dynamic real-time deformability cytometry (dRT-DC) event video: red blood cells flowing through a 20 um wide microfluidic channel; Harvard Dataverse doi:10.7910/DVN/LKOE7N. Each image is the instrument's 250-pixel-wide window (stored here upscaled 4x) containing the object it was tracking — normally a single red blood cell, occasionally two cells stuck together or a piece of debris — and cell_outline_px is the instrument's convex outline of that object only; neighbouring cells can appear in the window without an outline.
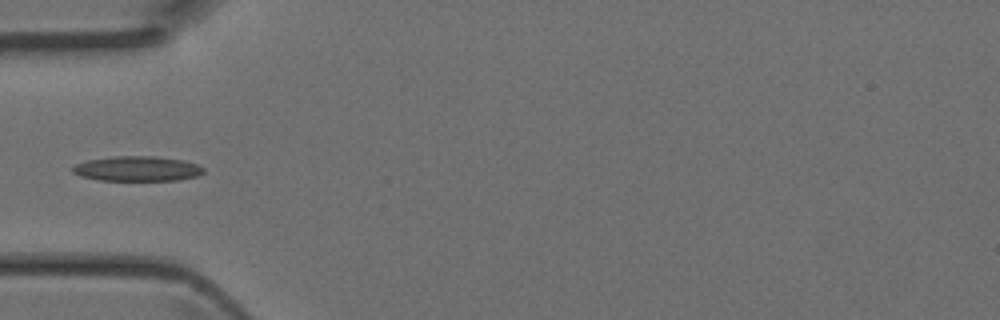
{"species": "Egyptian fruit bat (a non-hibernating species)", "species_latin": "Rousettus aegyptiacus", "temperature_condition": "room temperature", "stored_images_in_passage": 5, "segment_of_instrument_passage": [2, 2], "camera_frame_rate_fps": 3000, "um_per_image_px": 0.085, "animal": {"sex": "female"}, "frame": {"image": 1, "passage_image": 5, "time_ms": 1.333, "image_size_px": [1000, 320], "cell_outline_px": [[204, 172], [196, 176], [176, 180], [100, 180], [80, 176], [72, 172], [72, 168], [76, 164], [88, 160], [112, 156], [156, 156], [184, 160], [196, 164], [204, 168]], "centroid_in_image_um": [11.66, 14.33], "position_along_channel_um": 73.3, "area_um2": 18.96}}